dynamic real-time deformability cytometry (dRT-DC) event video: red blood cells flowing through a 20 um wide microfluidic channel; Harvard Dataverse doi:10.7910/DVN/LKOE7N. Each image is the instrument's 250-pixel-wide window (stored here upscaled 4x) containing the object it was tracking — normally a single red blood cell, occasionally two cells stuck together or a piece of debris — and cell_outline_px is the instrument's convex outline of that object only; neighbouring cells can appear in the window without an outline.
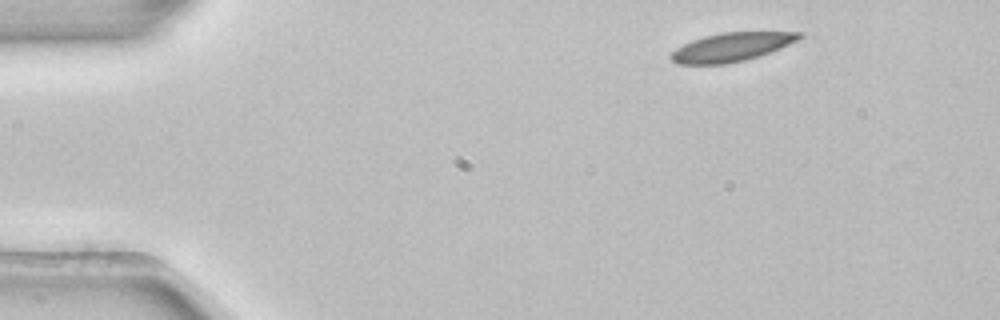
{"species": "common noctule bat (a hibernating species)", "species_latin": "Nyctalus noctula", "temperature_condition": "room temperature", "stored_images_in_passage": 3, "camera_frame_rate_fps": 3000, "um_per_image_px": 0.085, "animal": {"sex": "female", "body_mass_g": 22.7, "forearm_length_mm": 54.2}, "frame": {"image": 1, "passage_image": 1, "time_ms": 0.0, "image_size_px": [1000, 320], "cell_outline_px": [[804, 36], [780, 48], [744, 60], [728, 64], [680, 64], [672, 60], [668, 56], [676, 48], [692, 40], [704, 36], [724, 32], [804, 32]], "centroid_in_image_um": [62.15, 4.0], "position_along_channel_um": 22.8, "area_um2": 21.15}}